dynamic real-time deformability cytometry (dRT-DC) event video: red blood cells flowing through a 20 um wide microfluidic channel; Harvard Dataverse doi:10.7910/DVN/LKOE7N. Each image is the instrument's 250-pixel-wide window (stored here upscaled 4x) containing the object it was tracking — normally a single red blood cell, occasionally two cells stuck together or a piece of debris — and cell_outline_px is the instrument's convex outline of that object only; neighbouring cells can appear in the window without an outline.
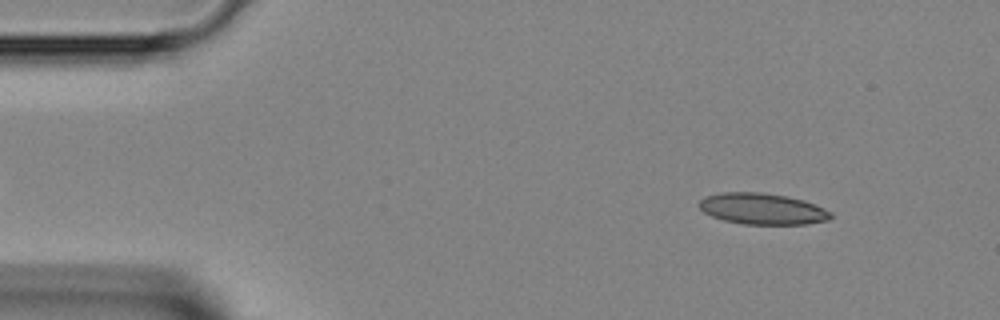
{"species": "Egyptian fruit bat (a non-hibernating species)", "species_latin": "Rousettus aegyptiacus", "temperature_condition": "room temperature", "stored_images_in_passage": 43, "camera_frame_rate_fps": 3000, "um_per_image_px": 0.085, "animal": {"sex": "female"}, "frame": {"image": 1, "passage_image": 4, "time_ms": 1.0, "image_size_px": [1000, 320], "cell_outline_px": [[832, 216], [828, 220], [808, 224], [744, 224], [724, 220], [712, 216], [704, 212], [696, 204], [704, 196], [720, 192], [760, 192], [784, 196], [804, 200], [832, 212]], "centroid_in_image_um": [64.76, 17.75], "position_along_channel_um": 20.2, "area_um2": 23.93}}
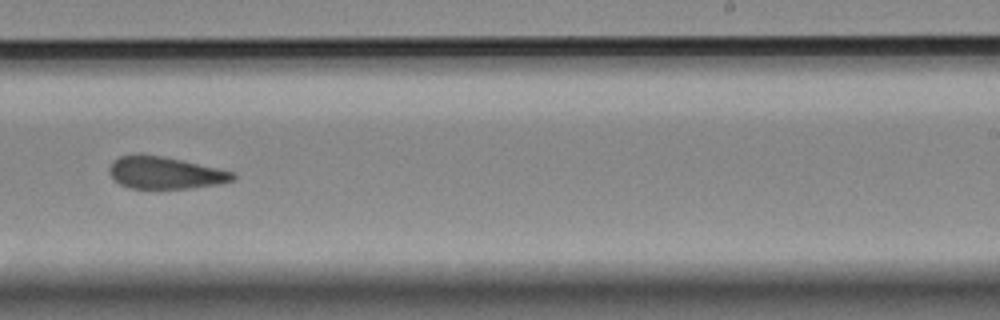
{"frame": {"image": 2, "passage_image": 26, "time_ms": 8.333, "image_size_px": [1000, 320], "cell_outline_px": [[236, 180], [220, 184], [188, 188], [128, 188], [120, 184], [108, 172], [108, 168], [112, 160], [120, 156], [136, 152], [140, 152], [164, 156], [220, 168], [236, 172]], "centroid_in_image_um": [14.04, 14.65], "position_along_channel_um": 275.0, "area_um2": 23.76}}
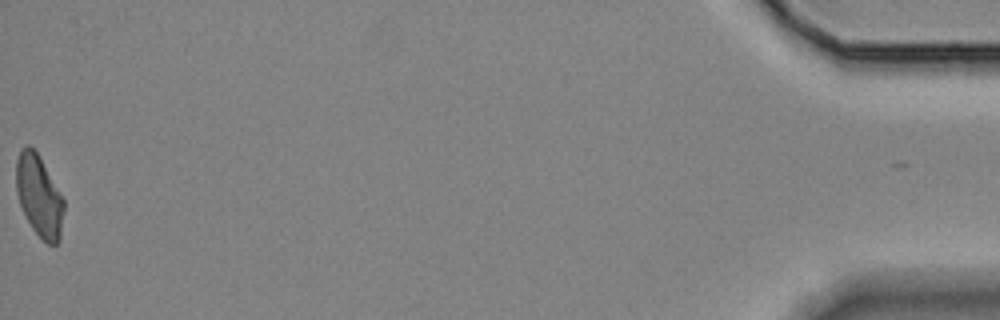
{"frame": {"image": 3, "passage_image": 43, "time_ms": 14.0, "image_size_px": [1000, 320], "cell_outline_px": [[64, 208], [60, 240], [56, 244], [48, 244], [32, 228], [20, 204], [16, 192], [16, 160], [20, 148], [28, 144], [40, 156], [64, 200]], "centroid_in_image_um": [3.32, 16.63], "position_along_channel_um": 431.9, "area_um2": 22.54}}